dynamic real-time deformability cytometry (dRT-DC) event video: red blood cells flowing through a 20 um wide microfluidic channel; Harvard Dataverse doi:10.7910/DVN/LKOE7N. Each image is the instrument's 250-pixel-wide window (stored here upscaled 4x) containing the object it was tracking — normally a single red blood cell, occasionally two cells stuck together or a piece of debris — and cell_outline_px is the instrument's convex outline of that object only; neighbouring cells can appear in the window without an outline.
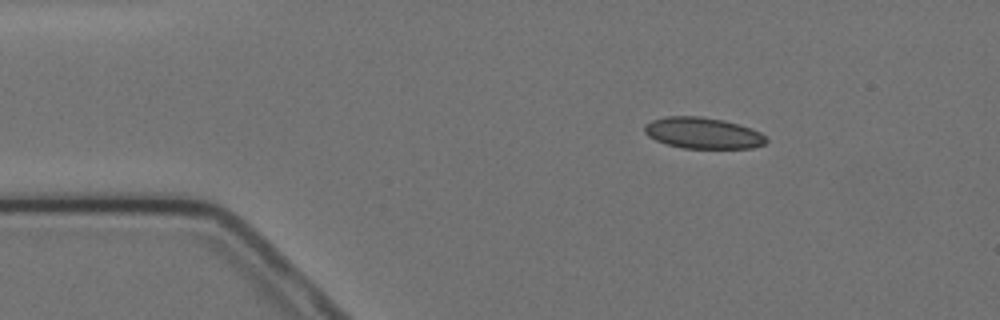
{"species": "Egyptian fruit bat (a non-hibernating species)", "species_latin": "Rousettus aegyptiacus", "temperature_condition": "cold", "stored_images_in_passage": 4, "camera_frame_rate_fps": 3000, "um_per_image_px": 0.085, "animal": {"sex": "female"}, "frame": {"image": 1, "passage_image": 2, "time_ms": 1.0, "image_size_px": [1000, 320], "cell_outline_px": [[768, 140], [764, 144], [752, 148], [684, 148], [668, 144], [656, 140], [648, 136], [644, 132], [644, 124], [652, 120], [668, 116], [700, 116], [720, 120], [736, 124], [760, 132]], "centroid_in_image_um": [59.71, 11.31], "position_along_channel_um": 25.3, "area_um2": 21.79}}
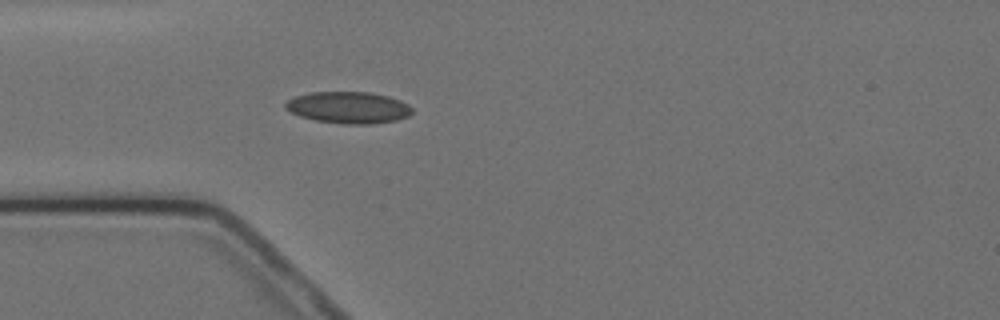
{"frame": {"image": 2, "passage_image": 4, "time_ms": 3.333, "image_size_px": [1000, 320], "cell_outline_px": [[412, 112], [408, 116], [396, 120], [372, 124], [344, 124], [316, 120], [300, 116], [284, 108], [284, 104], [288, 100], [296, 96], [312, 92], [372, 92], [388, 96], [400, 100], [408, 104], [412, 108]], "centroid_in_image_um": [29.63, 9.14], "position_along_channel_um": 55.4, "area_um2": 23.35}}